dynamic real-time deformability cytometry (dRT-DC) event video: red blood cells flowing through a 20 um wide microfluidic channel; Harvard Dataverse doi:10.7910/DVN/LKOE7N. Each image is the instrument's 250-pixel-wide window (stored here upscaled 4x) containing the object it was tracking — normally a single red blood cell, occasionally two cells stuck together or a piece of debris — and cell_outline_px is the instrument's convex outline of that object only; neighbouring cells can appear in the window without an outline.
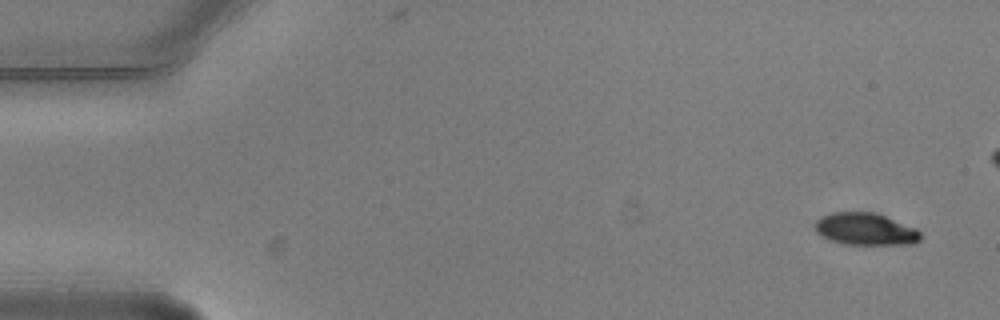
{"species": "common noctule bat (a hibernating species)", "species_latin": "Nyctalus noctula", "temperature_condition": "warm", "stored_images_in_passage": 7, "segment_of_instrument_passage": [1, 2], "camera_frame_rate_fps": 3000, "um_per_image_px": 0.085, "animal": {"sex": "male", "body_mass_g": 20.5, "forearm_length_mm": 52.5}, "frame": {"image": 1, "passage_image": 1, "time_ms": 0.0, "image_size_px": [1000, 320], "cell_outline_px": [[920, 240], [916, 244], [840, 244], [828, 240], [820, 236], [816, 232], [816, 220], [832, 212], [876, 212], [916, 228], [920, 232]], "centroid_in_image_um": [73.56, 19.48], "position_along_channel_um": 11.4, "area_um2": 19.88}}
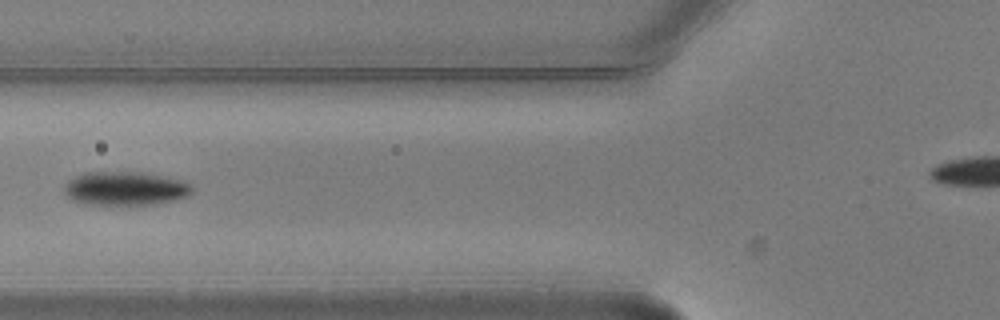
{"frame": {"image": 2, "passage_image": 6, "time_ms": 1.667, "image_size_px": [1000, 320], "cell_outline_px": [[192, 192], [188, 196], [172, 200], [152, 204], [108, 208], [84, 204], [72, 200], [64, 192], [64, 184], [68, 180], [84, 172], [140, 172], [180, 180], [192, 184]], "centroid_in_image_um": [10.57, 16.07], "position_along_channel_um": 115.2, "area_um2": 25.89}}